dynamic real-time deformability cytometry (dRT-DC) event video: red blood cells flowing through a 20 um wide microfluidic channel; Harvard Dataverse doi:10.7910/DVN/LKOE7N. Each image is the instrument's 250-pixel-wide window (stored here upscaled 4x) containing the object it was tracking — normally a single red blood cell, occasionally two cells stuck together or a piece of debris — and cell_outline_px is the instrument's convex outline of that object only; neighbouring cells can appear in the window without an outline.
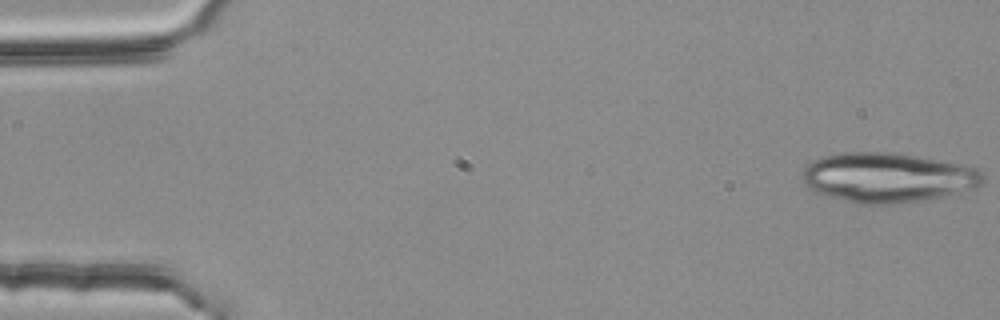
{"species": "common noctule bat (a hibernating species)", "species_latin": "Nyctalus noctula", "temperature_condition": "room temperature", "stored_images_in_passage": 21, "camera_frame_rate_fps": 3000, "um_per_image_px": 0.085, "animal": {"sex": "female", "body_mass_g": 25.1}, "frame": {"image": 1, "passage_image": 1, "time_ms": 0.0, "image_size_px": [1000, 320], "cell_outline_px": [[984, 180], [976, 188], [928, 200], [892, 204], [856, 204], [828, 196], [816, 192], [808, 188], [804, 184], [800, 176], [800, 172], [812, 160], [820, 156], [840, 152], [896, 152], [964, 164], [976, 168], [984, 172]], "centroid_in_image_um": [75.43, 15.08], "position_along_channel_um": 9.6, "area_um2": 53.23}}